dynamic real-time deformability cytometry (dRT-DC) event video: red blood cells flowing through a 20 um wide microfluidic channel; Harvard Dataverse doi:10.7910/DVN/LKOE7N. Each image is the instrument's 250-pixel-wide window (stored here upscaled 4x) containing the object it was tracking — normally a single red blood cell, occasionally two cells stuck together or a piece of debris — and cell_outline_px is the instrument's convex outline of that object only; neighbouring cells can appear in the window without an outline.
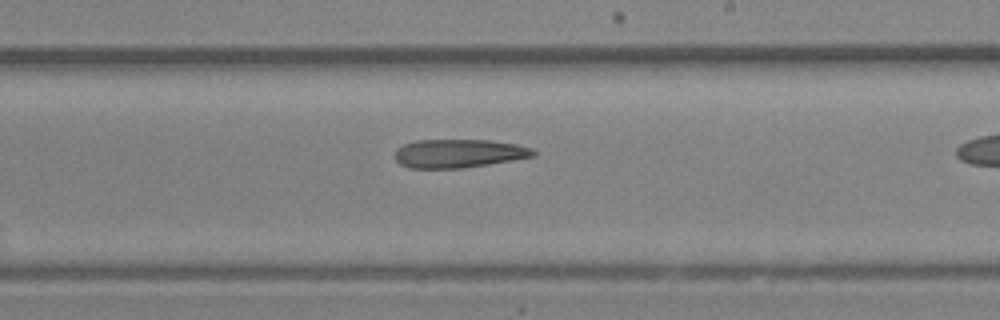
{"species": "Egyptian fruit bat (a non-hibernating species)", "species_latin": "Rousettus aegyptiacus", "temperature_condition": "room temperature", "stored_images_in_passage": 13, "camera_frame_rate_fps": 3000, "um_per_image_px": 0.085, "animal": {"sex": "female"}, "frame": {"image": 1, "passage_image": 10, "time_ms": 3.0, "image_size_px": [1000, 320], "cell_outline_px": [[536, 156], [464, 168], [408, 168], [400, 164], [396, 160], [396, 148], [404, 144], [416, 140], [488, 140], [516, 144], [532, 148], [536, 152]], "centroid_in_image_um": [38.99, 13.04], "position_along_channel_um": 250.0, "area_um2": 23.0}}